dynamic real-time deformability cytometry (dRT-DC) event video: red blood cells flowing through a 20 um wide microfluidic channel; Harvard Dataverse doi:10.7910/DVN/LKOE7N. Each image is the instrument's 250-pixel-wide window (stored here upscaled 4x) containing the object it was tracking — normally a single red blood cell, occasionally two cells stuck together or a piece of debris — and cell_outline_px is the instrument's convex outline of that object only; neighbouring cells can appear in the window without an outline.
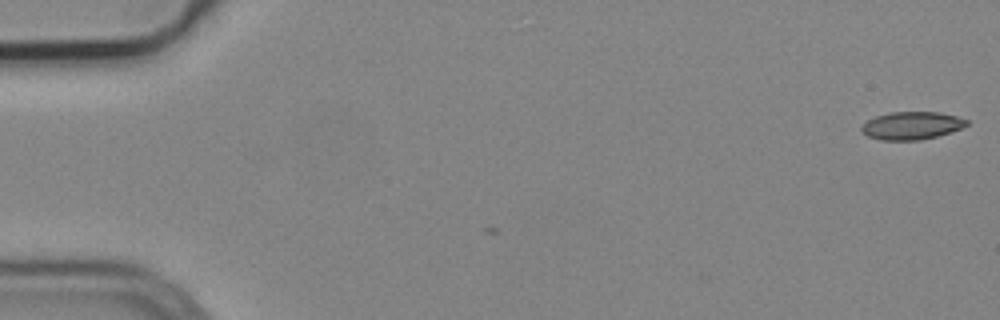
{"species": "common noctule bat (a hibernating species)", "species_latin": "Nyctalus noctula", "temperature_condition": "cold", "stored_images_in_passage": 4, "camera_frame_rate_fps": 3000, "um_per_image_px": 0.085, "animal": {"sex": "male", "body_mass_g": 19.2, "forearm_length_mm": 51.8}, "frame": {"image": 1, "passage_image": 1, "time_ms": 0.0, "image_size_px": [1000, 320], "cell_outline_px": [[968, 124], [960, 128], [936, 136], [920, 140], [880, 140], [868, 136], [860, 132], [860, 128], [868, 120], [876, 116], [888, 112], [940, 112], [956, 116], [968, 120]], "centroid_in_image_um": [77.45, 10.67], "position_along_channel_um": 7.6, "area_um2": 16.94}}